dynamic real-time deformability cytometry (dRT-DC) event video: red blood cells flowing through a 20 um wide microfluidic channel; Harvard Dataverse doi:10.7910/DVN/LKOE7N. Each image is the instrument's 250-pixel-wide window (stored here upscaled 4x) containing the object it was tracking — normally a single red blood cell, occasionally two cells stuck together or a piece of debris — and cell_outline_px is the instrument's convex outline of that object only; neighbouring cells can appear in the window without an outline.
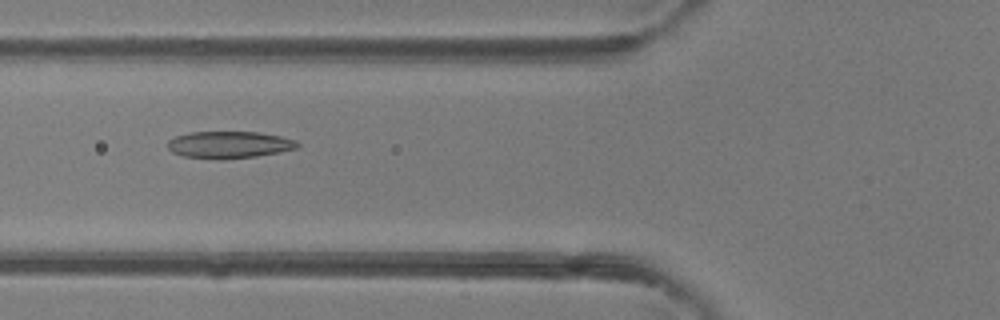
{"species": "common noctule bat (a hibernating species)", "species_latin": "Nyctalus noctula", "temperature_condition": "room temperature", "stored_images_in_passage": 46, "camera_frame_rate_fps": 3000, "um_per_image_px": 0.085, "animal": {"sex": "female"}, "frame": {"image": 1, "passage_image": 18, "time_ms": 5.667, "image_size_px": [1000, 320], "cell_outline_px": [[300, 144], [296, 148], [280, 152], [256, 156], [224, 160], [220, 160], [184, 156], [172, 152], [168, 148], [168, 140], [176, 136], [192, 132], [256, 132], [280, 136], [296, 140]], "centroid_in_image_um": [19.48, 12.31], "position_along_channel_um": 106.3, "area_um2": 20.4}}
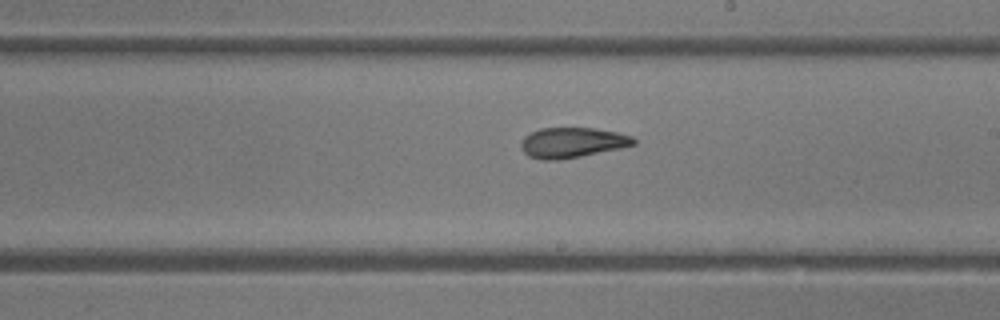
{"frame": {"image": 2, "passage_image": 27, "time_ms": 8.667, "image_size_px": [1000, 320], "cell_outline_px": [[636, 144], [620, 148], [580, 156], [556, 160], [540, 160], [528, 156], [520, 148], [520, 144], [524, 136], [540, 128], [596, 128], [616, 132], [632, 136], [636, 140]], "centroid_in_image_um": [48.61, 12.12], "position_along_channel_um": 240.4, "area_um2": 19.83}}
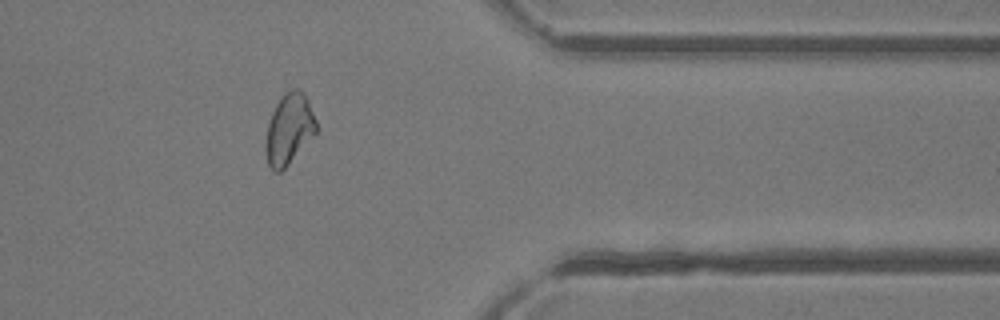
{"frame": {"image": 3, "passage_image": 38, "time_ms": 12.333, "image_size_px": [1000, 320], "cell_outline_px": [[316, 132], [288, 164], [280, 172], [276, 172], [268, 164], [264, 148], [264, 140], [268, 124], [272, 112], [280, 96], [284, 92], [292, 88], [300, 88], [304, 92], [308, 100], [316, 120]], "centroid_in_image_um": [24.54, 10.93], "position_along_channel_um": 386.9, "area_um2": 20.87}, "authors_computed_cell_mechanics": {"area_um2": 21.4438, "velocity_mm_per_s": 4.4574, "shape_relaxation_time_tau1_ms": null, "shape_relaxation_time_tau2_ms": 1.8378, "deformation_change_tau1": null, "deformation_change_tau2": 0.0807}}